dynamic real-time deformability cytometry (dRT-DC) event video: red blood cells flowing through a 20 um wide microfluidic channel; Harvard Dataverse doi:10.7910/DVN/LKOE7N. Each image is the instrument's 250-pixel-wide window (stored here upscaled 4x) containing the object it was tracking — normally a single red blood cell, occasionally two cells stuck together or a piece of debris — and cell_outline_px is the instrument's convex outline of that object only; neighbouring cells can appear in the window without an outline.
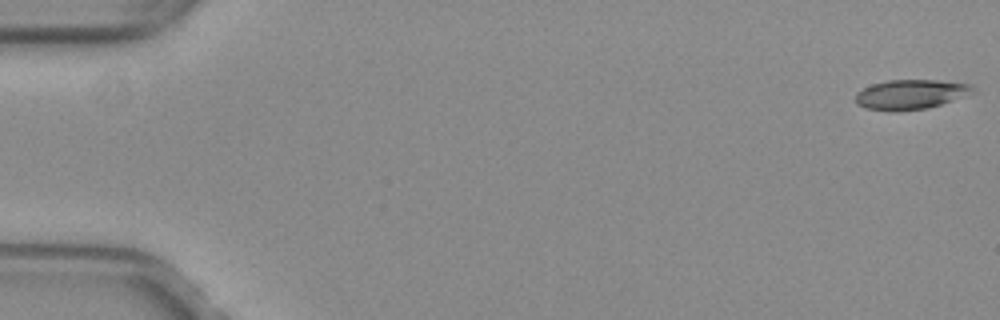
{"species": "common noctule bat (a hibernating species)", "species_latin": "Nyctalus noctula", "temperature_condition": "warm", "stored_images_in_passage": 8, "camera_frame_rate_fps": 3000, "um_per_image_px": 0.085, "animal": {"sex": "female", "body_mass_g": 29.2, "forearm_length_mm": 56.3}, "frame": {"image": 1, "passage_image": 1, "time_ms": 0.0, "image_size_px": [1000, 320], "cell_outline_px": [[976, 92], [928, 108], [868, 108], [856, 104], [856, 92], [872, 84], [888, 80], [936, 80], [972, 84]], "centroid_in_image_um": [77.46, 7.97], "position_along_channel_um": 7.5, "area_um2": 19.42}}